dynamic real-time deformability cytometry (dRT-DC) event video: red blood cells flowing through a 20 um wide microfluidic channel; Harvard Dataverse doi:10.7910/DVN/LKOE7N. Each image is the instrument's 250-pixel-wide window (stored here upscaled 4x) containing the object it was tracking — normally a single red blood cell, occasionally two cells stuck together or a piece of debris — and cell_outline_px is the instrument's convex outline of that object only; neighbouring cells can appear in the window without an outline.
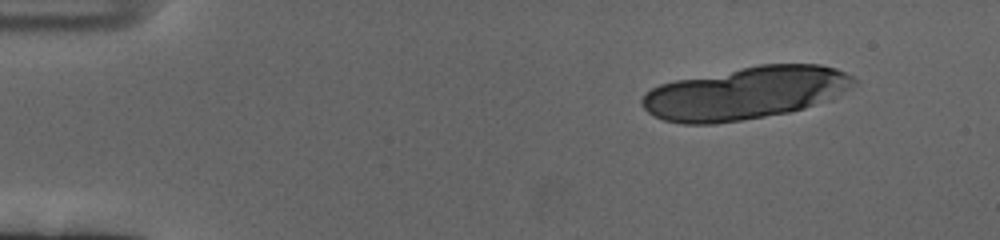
{"species": "human", "species_latin": "Homo sapiens", "temperature_condition": "cold", "stored_images_in_passage": 15, "camera_frame_rate_fps": 3000, "um_per_image_px": 0.085, "donor": {"sex": "female"}, "frame": {"image": 1, "passage_image": 3, "time_ms": 0.667, "image_size_px": [1000, 240], "cell_outline_px": [[836, 72], [796, 108], [780, 108], [740, 72], [752, 68], [780, 64], [800, 64], [828, 68]], "centroid_in_image_um": [67.0, 6.98], "position_along_channel_um": 18.0, "area_um2": 18.44}}